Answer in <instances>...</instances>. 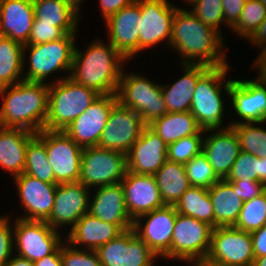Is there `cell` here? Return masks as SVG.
<instances>
[{
    "instance_id": "cell-34",
    "label": "cell",
    "mask_w": 266,
    "mask_h": 266,
    "mask_svg": "<svg viewBox=\"0 0 266 266\" xmlns=\"http://www.w3.org/2000/svg\"><path fill=\"white\" fill-rule=\"evenodd\" d=\"M24 45L0 35V88L23 81Z\"/></svg>"
},
{
    "instance_id": "cell-36",
    "label": "cell",
    "mask_w": 266,
    "mask_h": 266,
    "mask_svg": "<svg viewBox=\"0 0 266 266\" xmlns=\"http://www.w3.org/2000/svg\"><path fill=\"white\" fill-rule=\"evenodd\" d=\"M177 213L205 222L214 228V211L208 189L191 186L174 205Z\"/></svg>"
},
{
    "instance_id": "cell-22",
    "label": "cell",
    "mask_w": 266,
    "mask_h": 266,
    "mask_svg": "<svg viewBox=\"0 0 266 266\" xmlns=\"http://www.w3.org/2000/svg\"><path fill=\"white\" fill-rule=\"evenodd\" d=\"M125 206L131 219L164 207L154 175L136 174L127 171L121 181Z\"/></svg>"
},
{
    "instance_id": "cell-41",
    "label": "cell",
    "mask_w": 266,
    "mask_h": 266,
    "mask_svg": "<svg viewBox=\"0 0 266 266\" xmlns=\"http://www.w3.org/2000/svg\"><path fill=\"white\" fill-rule=\"evenodd\" d=\"M190 11L205 25L210 26L220 34L224 26L222 0H193ZM223 24V25H222Z\"/></svg>"
},
{
    "instance_id": "cell-31",
    "label": "cell",
    "mask_w": 266,
    "mask_h": 266,
    "mask_svg": "<svg viewBox=\"0 0 266 266\" xmlns=\"http://www.w3.org/2000/svg\"><path fill=\"white\" fill-rule=\"evenodd\" d=\"M208 193L214 211V228L234 226L243 205L237 190H233L225 179H220Z\"/></svg>"
},
{
    "instance_id": "cell-24",
    "label": "cell",
    "mask_w": 266,
    "mask_h": 266,
    "mask_svg": "<svg viewBox=\"0 0 266 266\" xmlns=\"http://www.w3.org/2000/svg\"><path fill=\"white\" fill-rule=\"evenodd\" d=\"M202 152L220 179H226L238 157L241 148L235 130L226 129L205 131Z\"/></svg>"
},
{
    "instance_id": "cell-45",
    "label": "cell",
    "mask_w": 266,
    "mask_h": 266,
    "mask_svg": "<svg viewBox=\"0 0 266 266\" xmlns=\"http://www.w3.org/2000/svg\"><path fill=\"white\" fill-rule=\"evenodd\" d=\"M68 33L61 27L47 23H33L28 42L24 45H35L64 38Z\"/></svg>"
},
{
    "instance_id": "cell-2",
    "label": "cell",
    "mask_w": 266,
    "mask_h": 266,
    "mask_svg": "<svg viewBox=\"0 0 266 266\" xmlns=\"http://www.w3.org/2000/svg\"><path fill=\"white\" fill-rule=\"evenodd\" d=\"M90 43L85 50L76 44L70 78L99 95L116 94L123 67L129 61L109 42L96 39Z\"/></svg>"
},
{
    "instance_id": "cell-40",
    "label": "cell",
    "mask_w": 266,
    "mask_h": 266,
    "mask_svg": "<svg viewBox=\"0 0 266 266\" xmlns=\"http://www.w3.org/2000/svg\"><path fill=\"white\" fill-rule=\"evenodd\" d=\"M184 166L191 186L209 189L220 180L203 152L189 160Z\"/></svg>"
},
{
    "instance_id": "cell-23",
    "label": "cell",
    "mask_w": 266,
    "mask_h": 266,
    "mask_svg": "<svg viewBox=\"0 0 266 266\" xmlns=\"http://www.w3.org/2000/svg\"><path fill=\"white\" fill-rule=\"evenodd\" d=\"M167 144L148 126L126 153L127 170L154 175L167 161Z\"/></svg>"
},
{
    "instance_id": "cell-18",
    "label": "cell",
    "mask_w": 266,
    "mask_h": 266,
    "mask_svg": "<svg viewBox=\"0 0 266 266\" xmlns=\"http://www.w3.org/2000/svg\"><path fill=\"white\" fill-rule=\"evenodd\" d=\"M140 0L123 7L105 20L108 42L127 60L139 53L141 30ZM135 56V57H134Z\"/></svg>"
},
{
    "instance_id": "cell-56",
    "label": "cell",
    "mask_w": 266,
    "mask_h": 266,
    "mask_svg": "<svg viewBox=\"0 0 266 266\" xmlns=\"http://www.w3.org/2000/svg\"><path fill=\"white\" fill-rule=\"evenodd\" d=\"M251 266H266V255L254 258Z\"/></svg>"
},
{
    "instance_id": "cell-51",
    "label": "cell",
    "mask_w": 266,
    "mask_h": 266,
    "mask_svg": "<svg viewBox=\"0 0 266 266\" xmlns=\"http://www.w3.org/2000/svg\"><path fill=\"white\" fill-rule=\"evenodd\" d=\"M245 41L251 42L257 49L266 48V18Z\"/></svg>"
},
{
    "instance_id": "cell-55",
    "label": "cell",
    "mask_w": 266,
    "mask_h": 266,
    "mask_svg": "<svg viewBox=\"0 0 266 266\" xmlns=\"http://www.w3.org/2000/svg\"><path fill=\"white\" fill-rule=\"evenodd\" d=\"M258 181L266 187V158H259L258 162Z\"/></svg>"
},
{
    "instance_id": "cell-33",
    "label": "cell",
    "mask_w": 266,
    "mask_h": 266,
    "mask_svg": "<svg viewBox=\"0 0 266 266\" xmlns=\"http://www.w3.org/2000/svg\"><path fill=\"white\" fill-rule=\"evenodd\" d=\"M154 177L164 205L174 206L191 187L182 163L167 160Z\"/></svg>"
},
{
    "instance_id": "cell-25",
    "label": "cell",
    "mask_w": 266,
    "mask_h": 266,
    "mask_svg": "<svg viewBox=\"0 0 266 266\" xmlns=\"http://www.w3.org/2000/svg\"><path fill=\"white\" fill-rule=\"evenodd\" d=\"M89 213L104 222L118 225L123 231L133 228V220L125 206L124 189L121 183L92 189Z\"/></svg>"
},
{
    "instance_id": "cell-43",
    "label": "cell",
    "mask_w": 266,
    "mask_h": 266,
    "mask_svg": "<svg viewBox=\"0 0 266 266\" xmlns=\"http://www.w3.org/2000/svg\"><path fill=\"white\" fill-rule=\"evenodd\" d=\"M62 266H102L96 250L78 249L67 241L61 245Z\"/></svg>"
},
{
    "instance_id": "cell-26",
    "label": "cell",
    "mask_w": 266,
    "mask_h": 266,
    "mask_svg": "<svg viewBox=\"0 0 266 266\" xmlns=\"http://www.w3.org/2000/svg\"><path fill=\"white\" fill-rule=\"evenodd\" d=\"M122 232L118 225L104 222L87 213L69 230L65 241L78 249L97 250Z\"/></svg>"
},
{
    "instance_id": "cell-58",
    "label": "cell",
    "mask_w": 266,
    "mask_h": 266,
    "mask_svg": "<svg viewBox=\"0 0 266 266\" xmlns=\"http://www.w3.org/2000/svg\"><path fill=\"white\" fill-rule=\"evenodd\" d=\"M260 2L265 6L266 8V0H260Z\"/></svg>"
},
{
    "instance_id": "cell-13",
    "label": "cell",
    "mask_w": 266,
    "mask_h": 266,
    "mask_svg": "<svg viewBox=\"0 0 266 266\" xmlns=\"http://www.w3.org/2000/svg\"><path fill=\"white\" fill-rule=\"evenodd\" d=\"M229 100L231 101L229 104L232 105L229 108L231 112L234 111L233 116L238 119L231 122L229 120L228 125L266 122V82L258 76L253 80L232 79Z\"/></svg>"
},
{
    "instance_id": "cell-42",
    "label": "cell",
    "mask_w": 266,
    "mask_h": 266,
    "mask_svg": "<svg viewBox=\"0 0 266 266\" xmlns=\"http://www.w3.org/2000/svg\"><path fill=\"white\" fill-rule=\"evenodd\" d=\"M203 135L183 137L168 145L167 160L185 164L202 152Z\"/></svg>"
},
{
    "instance_id": "cell-14",
    "label": "cell",
    "mask_w": 266,
    "mask_h": 266,
    "mask_svg": "<svg viewBox=\"0 0 266 266\" xmlns=\"http://www.w3.org/2000/svg\"><path fill=\"white\" fill-rule=\"evenodd\" d=\"M45 149L58 184L79 182L83 152L81 146L64 131L45 129Z\"/></svg>"
},
{
    "instance_id": "cell-35",
    "label": "cell",
    "mask_w": 266,
    "mask_h": 266,
    "mask_svg": "<svg viewBox=\"0 0 266 266\" xmlns=\"http://www.w3.org/2000/svg\"><path fill=\"white\" fill-rule=\"evenodd\" d=\"M43 182L58 184L49 165L45 149V129L36 133L28 142L24 172Z\"/></svg>"
},
{
    "instance_id": "cell-29",
    "label": "cell",
    "mask_w": 266,
    "mask_h": 266,
    "mask_svg": "<svg viewBox=\"0 0 266 266\" xmlns=\"http://www.w3.org/2000/svg\"><path fill=\"white\" fill-rule=\"evenodd\" d=\"M81 2L82 0H41L32 3L35 17L33 23L52 24L63 28L67 33H77Z\"/></svg>"
},
{
    "instance_id": "cell-5",
    "label": "cell",
    "mask_w": 266,
    "mask_h": 266,
    "mask_svg": "<svg viewBox=\"0 0 266 266\" xmlns=\"http://www.w3.org/2000/svg\"><path fill=\"white\" fill-rule=\"evenodd\" d=\"M48 83L46 130L63 131L100 96L93 89L76 83L67 74L58 76L54 81L48 80Z\"/></svg>"
},
{
    "instance_id": "cell-19",
    "label": "cell",
    "mask_w": 266,
    "mask_h": 266,
    "mask_svg": "<svg viewBox=\"0 0 266 266\" xmlns=\"http://www.w3.org/2000/svg\"><path fill=\"white\" fill-rule=\"evenodd\" d=\"M90 196L91 189L80 182L57 184L53 208L46 222L58 231L66 225L71 229L89 213Z\"/></svg>"
},
{
    "instance_id": "cell-49",
    "label": "cell",
    "mask_w": 266,
    "mask_h": 266,
    "mask_svg": "<svg viewBox=\"0 0 266 266\" xmlns=\"http://www.w3.org/2000/svg\"><path fill=\"white\" fill-rule=\"evenodd\" d=\"M84 1V0H82ZM137 0H99L100 12L105 21L112 14L117 13L123 7H126Z\"/></svg>"
},
{
    "instance_id": "cell-46",
    "label": "cell",
    "mask_w": 266,
    "mask_h": 266,
    "mask_svg": "<svg viewBox=\"0 0 266 266\" xmlns=\"http://www.w3.org/2000/svg\"><path fill=\"white\" fill-rule=\"evenodd\" d=\"M9 217L6 214L0 216V266H4L15 253L13 223Z\"/></svg>"
},
{
    "instance_id": "cell-9",
    "label": "cell",
    "mask_w": 266,
    "mask_h": 266,
    "mask_svg": "<svg viewBox=\"0 0 266 266\" xmlns=\"http://www.w3.org/2000/svg\"><path fill=\"white\" fill-rule=\"evenodd\" d=\"M127 171L124 152L98 146L83 148L79 182L89 189L121 183Z\"/></svg>"
},
{
    "instance_id": "cell-27",
    "label": "cell",
    "mask_w": 266,
    "mask_h": 266,
    "mask_svg": "<svg viewBox=\"0 0 266 266\" xmlns=\"http://www.w3.org/2000/svg\"><path fill=\"white\" fill-rule=\"evenodd\" d=\"M34 18L30 0H0V35L24 45L30 37Z\"/></svg>"
},
{
    "instance_id": "cell-11",
    "label": "cell",
    "mask_w": 266,
    "mask_h": 266,
    "mask_svg": "<svg viewBox=\"0 0 266 266\" xmlns=\"http://www.w3.org/2000/svg\"><path fill=\"white\" fill-rule=\"evenodd\" d=\"M250 232L230 227H215L205 261L199 266H251L254 261Z\"/></svg>"
},
{
    "instance_id": "cell-3",
    "label": "cell",
    "mask_w": 266,
    "mask_h": 266,
    "mask_svg": "<svg viewBox=\"0 0 266 266\" xmlns=\"http://www.w3.org/2000/svg\"><path fill=\"white\" fill-rule=\"evenodd\" d=\"M49 84L21 81L0 88V126L21 128L38 133L48 115Z\"/></svg>"
},
{
    "instance_id": "cell-16",
    "label": "cell",
    "mask_w": 266,
    "mask_h": 266,
    "mask_svg": "<svg viewBox=\"0 0 266 266\" xmlns=\"http://www.w3.org/2000/svg\"><path fill=\"white\" fill-rule=\"evenodd\" d=\"M146 126L137 112L117 102L110 111L97 146L126 154Z\"/></svg>"
},
{
    "instance_id": "cell-47",
    "label": "cell",
    "mask_w": 266,
    "mask_h": 266,
    "mask_svg": "<svg viewBox=\"0 0 266 266\" xmlns=\"http://www.w3.org/2000/svg\"><path fill=\"white\" fill-rule=\"evenodd\" d=\"M233 190H237L239 198L245 202L260 194L266 187L258 180H226Z\"/></svg>"
},
{
    "instance_id": "cell-39",
    "label": "cell",
    "mask_w": 266,
    "mask_h": 266,
    "mask_svg": "<svg viewBox=\"0 0 266 266\" xmlns=\"http://www.w3.org/2000/svg\"><path fill=\"white\" fill-rule=\"evenodd\" d=\"M265 18L266 8L260 0H246L241 16L231 30L246 40Z\"/></svg>"
},
{
    "instance_id": "cell-32",
    "label": "cell",
    "mask_w": 266,
    "mask_h": 266,
    "mask_svg": "<svg viewBox=\"0 0 266 266\" xmlns=\"http://www.w3.org/2000/svg\"><path fill=\"white\" fill-rule=\"evenodd\" d=\"M153 130L167 146L190 135H204L196 118L190 111L167 112L162 117L153 120L147 125Z\"/></svg>"
},
{
    "instance_id": "cell-6",
    "label": "cell",
    "mask_w": 266,
    "mask_h": 266,
    "mask_svg": "<svg viewBox=\"0 0 266 266\" xmlns=\"http://www.w3.org/2000/svg\"><path fill=\"white\" fill-rule=\"evenodd\" d=\"M76 36L77 33H68L64 38L51 42L24 45L23 81L47 83L48 77L59 71L66 72L67 77H70Z\"/></svg>"
},
{
    "instance_id": "cell-57",
    "label": "cell",
    "mask_w": 266,
    "mask_h": 266,
    "mask_svg": "<svg viewBox=\"0 0 266 266\" xmlns=\"http://www.w3.org/2000/svg\"><path fill=\"white\" fill-rule=\"evenodd\" d=\"M193 0H183V4L184 3H187L188 5H190V3L192 2Z\"/></svg>"
},
{
    "instance_id": "cell-28",
    "label": "cell",
    "mask_w": 266,
    "mask_h": 266,
    "mask_svg": "<svg viewBox=\"0 0 266 266\" xmlns=\"http://www.w3.org/2000/svg\"><path fill=\"white\" fill-rule=\"evenodd\" d=\"M182 77L173 84H161L162 94L168 112L190 111L198 79L210 68L202 64H181Z\"/></svg>"
},
{
    "instance_id": "cell-38",
    "label": "cell",
    "mask_w": 266,
    "mask_h": 266,
    "mask_svg": "<svg viewBox=\"0 0 266 266\" xmlns=\"http://www.w3.org/2000/svg\"><path fill=\"white\" fill-rule=\"evenodd\" d=\"M264 225H266V190L243 202L239 217L233 227L245 232H252Z\"/></svg>"
},
{
    "instance_id": "cell-7",
    "label": "cell",
    "mask_w": 266,
    "mask_h": 266,
    "mask_svg": "<svg viewBox=\"0 0 266 266\" xmlns=\"http://www.w3.org/2000/svg\"><path fill=\"white\" fill-rule=\"evenodd\" d=\"M154 82L142 74L123 69L116 92L118 102L137 112L146 125L168 112L161 83Z\"/></svg>"
},
{
    "instance_id": "cell-1",
    "label": "cell",
    "mask_w": 266,
    "mask_h": 266,
    "mask_svg": "<svg viewBox=\"0 0 266 266\" xmlns=\"http://www.w3.org/2000/svg\"><path fill=\"white\" fill-rule=\"evenodd\" d=\"M225 42L222 34L205 25L189 9L177 8L168 47L181 54L180 64L229 65Z\"/></svg>"
},
{
    "instance_id": "cell-12",
    "label": "cell",
    "mask_w": 266,
    "mask_h": 266,
    "mask_svg": "<svg viewBox=\"0 0 266 266\" xmlns=\"http://www.w3.org/2000/svg\"><path fill=\"white\" fill-rule=\"evenodd\" d=\"M96 252L102 266H155L160 259L133 228L123 231Z\"/></svg>"
},
{
    "instance_id": "cell-53",
    "label": "cell",
    "mask_w": 266,
    "mask_h": 266,
    "mask_svg": "<svg viewBox=\"0 0 266 266\" xmlns=\"http://www.w3.org/2000/svg\"><path fill=\"white\" fill-rule=\"evenodd\" d=\"M34 266H62L61 246L52 254L33 262Z\"/></svg>"
},
{
    "instance_id": "cell-17",
    "label": "cell",
    "mask_w": 266,
    "mask_h": 266,
    "mask_svg": "<svg viewBox=\"0 0 266 266\" xmlns=\"http://www.w3.org/2000/svg\"><path fill=\"white\" fill-rule=\"evenodd\" d=\"M176 215L177 211L174 206L165 205L145 213L133 221L135 233L159 258L170 260V247Z\"/></svg>"
},
{
    "instance_id": "cell-15",
    "label": "cell",
    "mask_w": 266,
    "mask_h": 266,
    "mask_svg": "<svg viewBox=\"0 0 266 266\" xmlns=\"http://www.w3.org/2000/svg\"><path fill=\"white\" fill-rule=\"evenodd\" d=\"M169 0H140L139 53L161 42L170 45L173 18L178 5Z\"/></svg>"
},
{
    "instance_id": "cell-21",
    "label": "cell",
    "mask_w": 266,
    "mask_h": 266,
    "mask_svg": "<svg viewBox=\"0 0 266 266\" xmlns=\"http://www.w3.org/2000/svg\"><path fill=\"white\" fill-rule=\"evenodd\" d=\"M12 181L24 210L23 215L16 218L46 222L53 208L57 184L43 182L25 173L13 177Z\"/></svg>"
},
{
    "instance_id": "cell-44",
    "label": "cell",
    "mask_w": 266,
    "mask_h": 266,
    "mask_svg": "<svg viewBox=\"0 0 266 266\" xmlns=\"http://www.w3.org/2000/svg\"><path fill=\"white\" fill-rule=\"evenodd\" d=\"M258 162V157L241 150L225 180H258Z\"/></svg>"
},
{
    "instance_id": "cell-4",
    "label": "cell",
    "mask_w": 266,
    "mask_h": 266,
    "mask_svg": "<svg viewBox=\"0 0 266 266\" xmlns=\"http://www.w3.org/2000/svg\"><path fill=\"white\" fill-rule=\"evenodd\" d=\"M229 70H231L229 65L210 67L197 81L190 112L204 132L221 130V128L223 130L230 126L222 125L225 120V105H227L223 101H226L223 94L229 99L232 82V79H226Z\"/></svg>"
},
{
    "instance_id": "cell-30",
    "label": "cell",
    "mask_w": 266,
    "mask_h": 266,
    "mask_svg": "<svg viewBox=\"0 0 266 266\" xmlns=\"http://www.w3.org/2000/svg\"><path fill=\"white\" fill-rule=\"evenodd\" d=\"M35 133L0 126V168L15 177L24 172L26 148Z\"/></svg>"
},
{
    "instance_id": "cell-50",
    "label": "cell",
    "mask_w": 266,
    "mask_h": 266,
    "mask_svg": "<svg viewBox=\"0 0 266 266\" xmlns=\"http://www.w3.org/2000/svg\"><path fill=\"white\" fill-rule=\"evenodd\" d=\"M254 257L266 255V225L262 228L250 232Z\"/></svg>"
},
{
    "instance_id": "cell-48",
    "label": "cell",
    "mask_w": 266,
    "mask_h": 266,
    "mask_svg": "<svg viewBox=\"0 0 266 266\" xmlns=\"http://www.w3.org/2000/svg\"><path fill=\"white\" fill-rule=\"evenodd\" d=\"M246 0H222L225 27L232 29L238 22Z\"/></svg>"
},
{
    "instance_id": "cell-10",
    "label": "cell",
    "mask_w": 266,
    "mask_h": 266,
    "mask_svg": "<svg viewBox=\"0 0 266 266\" xmlns=\"http://www.w3.org/2000/svg\"><path fill=\"white\" fill-rule=\"evenodd\" d=\"M61 233L45 221L15 217L13 242L16 253L14 254L32 262L42 259L44 256L54 253L65 242Z\"/></svg>"
},
{
    "instance_id": "cell-20",
    "label": "cell",
    "mask_w": 266,
    "mask_h": 266,
    "mask_svg": "<svg viewBox=\"0 0 266 266\" xmlns=\"http://www.w3.org/2000/svg\"><path fill=\"white\" fill-rule=\"evenodd\" d=\"M117 102L116 94L100 95L63 131L82 148L97 146L110 111Z\"/></svg>"
},
{
    "instance_id": "cell-59",
    "label": "cell",
    "mask_w": 266,
    "mask_h": 266,
    "mask_svg": "<svg viewBox=\"0 0 266 266\" xmlns=\"http://www.w3.org/2000/svg\"><path fill=\"white\" fill-rule=\"evenodd\" d=\"M32 3H35V2H38V1H41V0H30Z\"/></svg>"
},
{
    "instance_id": "cell-52",
    "label": "cell",
    "mask_w": 266,
    "mask_h": 266,
    "mask_svg": "<svg viewBox=\"0 0 266 266\" xmlns=\"http://www.w3.org/2000/svg\"><path fill=\"white\" fill-rule=\"evenodd\" d=\"M258 51L260 52L259 56H256L252 68H254V71H257V76L266 82V48Z\"/></svg>"
},
{
    "instance_id": "cell-8",
    "label": "cell",
    "mask_w": 266,
    "mask_h": 266,
    "mask_svg": "<svg viewBox=\"0 0 266 266\" xmlns=\"http://www.w3.org/2000/svg\"><path fill=\"white\" fill-rule=\"evenodd\" d=\"M212 231L211 225L177 213L170 247L171 261L201 265L210 249Z\"/></svg>"
},
{
    "instance_id": "cell-54",
    "label": "cell",
    "mask_w": 266,
    "mask_h": 266,
    "mask_svg": "<svg viewBox=\"0 0 266 266\" xmlns=\"http://www.w3.org/2000/svg\"><path fill=\"white\" fill-rule=\"evenodd\" d=\"M4 266H34V263L15 254Z\"/></svg>"
},
{
    "instance_id": "cell-37",
    "label": "cell",
    "mask_w": 266,
    "mask_h": 266,
    "mask_svg": "<svg viewBox=\"0 0 266 266\" xmlns=\"http://www.w3.org/2000/svg\"><path fill=\"white\" fill-rule=\"evenodd\" d=\"M264 123L246 122L231 126L238 136L242 151L258 158H266V127L263 126Z\"/></svg>"
}]
</instances>
